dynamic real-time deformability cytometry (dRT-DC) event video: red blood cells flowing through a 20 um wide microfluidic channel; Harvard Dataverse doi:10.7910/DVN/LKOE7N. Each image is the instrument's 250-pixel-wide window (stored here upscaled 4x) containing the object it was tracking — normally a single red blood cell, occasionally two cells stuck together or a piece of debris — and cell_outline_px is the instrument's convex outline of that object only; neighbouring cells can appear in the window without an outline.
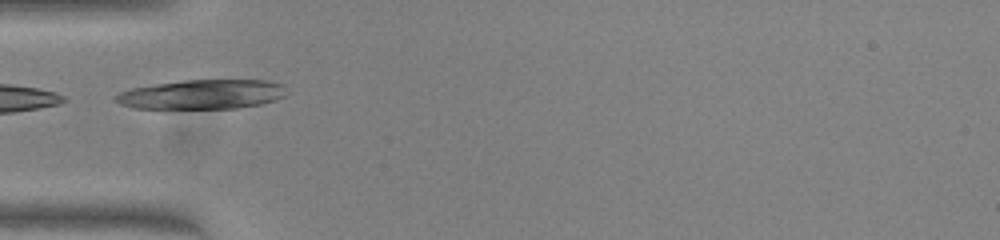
{"species": "common noctule bat (a hibernating species)", "species_latin": "Nyctalus noctula", "temperature_condition": "warm", "stored_images_in_passage": 34, "camera_frame_rate_fps": 3000, "um_per_image_px": 0.085, "animal": {"sex": "female", "body_mass_g": 23.0, "forearm_length_mm": 53.4}, "frame": {"image": 1, "passage_image": 1, "time_ms": 0.0, "image_size_px": [1000, 240], "cell_outline_px": [[284, 96], [276, 100], [260, 104], [236, 108], [132, 108], [120, 104], [116, 100], [116, 96], [120, 92], [132, 88], [156, 84], [184, 80], [268, 80], [284, 84]], "centroid_in_image_um": [17.2, 8.02], "position_along_channel_um": 67.8, "area_um2": 29.07}}
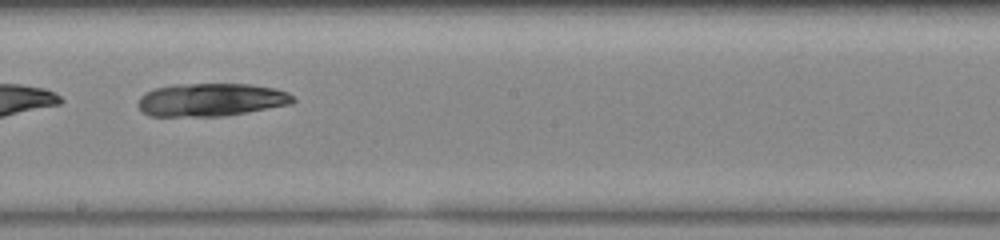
{"frame": {"image": 2, "passage_image": 13, "time_ms": 4.0, "image_size_px": [1000, 240], "cell_outline_px": [[296, 100], [292, 104], [224, 116], [148, 116], [136, 104], [140, 96], [144, 92], [152, 88], [172, 84], [248, 84], [276, 88], [288, 92]], "centroid_in_image_um": [17.91, 8.47], "position_along_channel_um": 230.3, "area_um2": 30.11}}
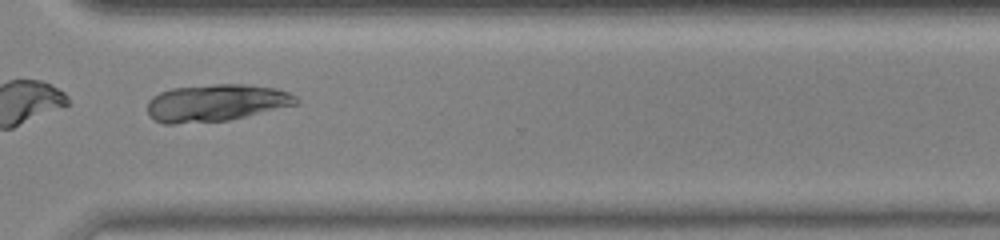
{"frame": {"image": 3, "passage_image": 22, "time_ms": 7.0, "image_size_px": [1000, 240], "cell_outline_px": [[300, 100], [296, 104], [228, 120], [172, 124], [164, 124], [148, 116], [148, 100], [152, 96], [160, 92], [172, 88], [212, 84], [248, 84], [276, 88], [288, 92], [296, 96]], "centroid_in_image_um": [18.34, 8.73], "position_along_channel_um": 352.3, "area_um2": 32.14}}